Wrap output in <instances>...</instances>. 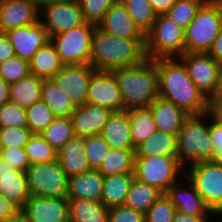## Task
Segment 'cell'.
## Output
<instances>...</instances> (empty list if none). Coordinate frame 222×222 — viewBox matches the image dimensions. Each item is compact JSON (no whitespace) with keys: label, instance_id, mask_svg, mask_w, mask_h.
I'll return each mask as SVG.
<instances>
[{"label":"cell","instance_id":"obj_22","mask_svg":"<svg viewBox=\"0 0 222 222\" xmlns=\"http://www.w3.org/2000/svg\"><path fill=\"white\" fill-rule=\"evenodd\" d=\"M157 131L167 132L178 136L184 121L189 116L173 102L158 97L149 106Z\"/></svg>","mask_w":222,"mask_h":222},{"label":"cell","instance_id":"obj_59","mask_svg":"<svg viewBox=\"0 0 222 222\" xmlns=\"http://www.w3.org/2000/svg\"><path fill=\"white\" fill-rule=\"evenodd\" d=\"M214 4L219 5L222 8V0H211Z\"/></svg>","mask_w":222,"mask_h":222},{"label":"cell","instance_id":"obj_29","mask_svg":"<svg viewBox=\"0 0 222 222\" xmlns=\"http://www.w3.org/2000/svg\"><path fill=\"white\" fill-rule=\"evenodd\" d=\"M177 156V136L156 131L135 148V157Z\"/></svg>","mask_w":222,"mask_h":222},{"label":"cell","instance_id":"obj_48","mask_svg":"<svg viewBox=\"0 0 222 222\" xmlns=\"http://www.w3.org/2000/svg\"><path fill=\"white\" fill-rule=\"evenodd\" d=\"M211 143L214 149V156L211 161L222 163V125L212 121L209 125Z\"/></svg>","mask_w":222,"mask_h":222},{"label":"cell","instance_id":"obj_46","mask_svg":"<svg viewBox=\"0 0 222 222\" xmlns=\"http://www.w3.org/2000/svg\"><path fill=\"white\" fill-rule=\"evenodd\" d=\"M1 159L18 171L26 172L31 165L24 147L2 148Z\"/></svg>","mask_w":222,"mask_h":222},{"label":"cell","instance_id":"obj_21","mask_svg":"<svg viewBox=\"0 0 222 222\" xmlns=\"http://www.w3.org/2000/svg\"><path fill=\"white\" fill-rule=\"evenodd\" d=\"M177 183L178 182L171 185L165 193L177 211L193 216H209V214H215L191 183H189V190L184 189L181 183Z\"/></svg>","mask_w":222,"mask_h":222},{"label":"cell","instance_id":"obj_57","mask_svg":"<svg viewBox=\"0 0 222 222\" xmlns=\"http://www.w3.org/2000/svg\"><path fill=\"white\" fill-rule=\"evenodd\" d=\"M5 222H29L27 217L20 211L17 215L14 217L6 220Z\"/></svg>","mask_w":222,"mask_h":222},{"label":"cell","instance_id":"obj_15","mask_svg":"<svg viewBox=\"0 0 222 222\" xmlns=\"http://www.w3.org/2000/svg\"><path fill=\"white\" fill-rule=\"evenodd\" d=\"M21 211L29 222H69L67 197L30 196Z\"/></svg>","mask_w":222,"mask_h":222},{"label":"cell","instance_id":"obj_17","mask_svg":"<svg viewBox=\"0 0 222 222\" xmlns=\"http://www.w3.org/2000/svg\"><path fill=\"white\" fill-rule=\"evenodd\" d=\"M113 111L104 106L84 103L77 106L70 119L75 137H89L101 133Z\"/></svg>","mask_w":222,"mask_h":222},{"label":"cell","instance_id":"obj_18","mask_svg":"<svg viewBox=\"0 0 222 222\" xmlns=\"http://www.w3.org/2000/svg\"><path fill=\"white\" fill-rule=\"evenodd\" d=\"M40 11L30 0H0V32L40 21Z\"/></svg>","mask_w":222,"mask_h":222},{"label":"cell","instance_id":"obj_36","mask_svg":"<svg viewBox=\"0 0 222 222\" xmlns=\"http://www.w3.org/2000/svg\"><path fill=\"white\" fill-rule=\"evenodd\" d=\"M135 24L146 34L157 18L149 0H121Z\"/></svg>","mask_w":222,"mask_h":222},{"label":"cell","instance_id":"obj_5","mask_svg":"<svg viewBox=\"0 0 222 222\" xmlns=\"http://www.w3.org/2000/svg\"><path fill=\"white\" fill-rule=\"evenodd\" d=\"M184 53L185 30L165 14H158L152 28L145 34L146 58H180Z\"/></svg>","mask_w":222,"mask_h":222},{"label":"cell","instance_id":"obj_34","mask_svg":"<svg viewBox=\"0 0 222 222\" xmlns=\"http://www.w3.org/2000/svg\"><path fill=\"white\" fill-rule=\"evenodd\" d=\"M135 149H110L98 170L104 176L133 174Z\"/></svg>","mask_w":222,"mask_h":222},{"label":"cell","instance_id":"obj_41","mask_svg":"<svg viewBox=\"0 0 222 222\" xmlns=\"http://www.w3.org/2000/svg\"><path fill=\"white\" fill-rule=\"evenodd\" d=\"M30 74L29 62L14 56L0 64V78L8 84L15 83Z\"/></svg>","mask_w":222,"mask_h":222},{"label":"cell","instance_id":"obj_13","mask_svg":"<svg viewBox=\"0 0 222 222\" xmlns=\"http://www.w3.org/2000/svg\"><path fill=\"white\" fill-rule=\"evenodd\" d=\"M96 70L90 65H64L51 80L77 107L86 103L90 78Z\"/></svg>","mask_w":222,"mask_h":222},{"label":"cell","instance_id":"obj_4","mask_svg":"<svg viewBox=\"0 0 222 222\" xmlns=\"http://www.w3.org/2000/svg\"><path fill=\"white\" fill-rule=\"evenodd\" d=\"M206 116H210V114L206 112L189 115L178 133L177 159L184 170L187 162H190L191 165L200 161L212 160L214 156V149L210 141V123L207 124V120H203Z\"/></svg>","mask_w":222,"mask_h":222},{"label":"cell","instance_id":"obj_3","mask_svg":"<svg viewBox=\"0 0 222 222\" xmlns=\"http://www.w3.org/2000/svg\"><path fill=\"white\" fill-rule=\"evenodd\" d=\"M114 74L125 110L148 108L159 97V71L157 64L146 59L139 65L116 68Z\"/></svg>","mask_w":222,"mask_h":222},{"label":"cell","instance_id":"obj_6","mask_svg":"<svg viewBox=\"0 0 222 222\" xmlns=\"http://www.w3.org/2000/svg\"><path fill=\"white\" fill-rule=\"evenodd\" d=\"M222 29V8L207 0L185 30V53H207Z\"/></svg>","mask_w":222,"mask_h":222},{"label":"cell","instance_id":"obj_58","mask_svg":"<svg viewBox=\"0 0 222 222\" xmlns=\"http://www.w3.org/2000/svg\"><path fill=\"white\" fill-rule=\"evenodd\" d=\"M222 92V65L220 67L219 91Z\"/></svg>","mask_w":222,"mask_h":222},{"label":"cell","instance_id":"obj_56","mask_svg":"<svg viewBox=\"0 0 222 222\" xmlns=\"http://www.w3.org/2000/svg\"><path fill=\"white\" fill-rule=\"evenodd\" d=\"M35 7L39 10L42 11L46 6L50 5V4H54L57 2H63V1H67V0H30Z\"/></svg>","mask_w":222,"mask_h":222},{"label":"cell","instance_id":"obj_42","mask_svg":"<svg viewBox=\"0 0 222 222\" xmlns=\"http://www.w3.org/2000/svg\"><path fill=\"white\" fill-rule=\"evenodd\" d=\"M85 22L98 26L117 0H78Z\"/></svg>","mask_w":222,"mask_h":222},{"label":"cell","instance_id":"obj_50","mask_svg":"<svg viewBox=\"0 0 222 222\" xmlns=\"http://www.w3.org/2000/svg\"><path fill=\"white\" fill-rule=\"evenodd\" d=\"M20 211L21 208L18 205L8 200L5 196L0 195V222H5Z\"/></svg>","mask_w":222,"mask_h":222},{"label":"cell","instance_id":"obj_1","mask_svg":"<svg viewBox=\"0 0 222 222\" xmlns=\"http://www.w3.org/2000/svg\"><path fill=\"white\" fill-rule=\"evenodd\" d=\"M153 61L159 71V97L173 102L188 115L208 112V99L189 77L184 63L179 58H161Z\"/></svg>","mask_w":222,"mask_h":222},{"label":"cell","instance_id":"obj_40","mask_svg":"<svg viewBox=\"0 0 222 222\" xmlns=\"http://www.w3.org/2000/svg\"><path fill=\"white\" fill-rule=\"evenodd\" d=\"M109 151L110 146L100 134L85 137V155L91 169H98Z\"/></svg>","mask_w":222,"mask_h":222},{"label":"cell","instance_id":"obj_11","mask_svg":"<svg viewBox=\"0 0 222 222\" xmlns=\"http://www.w3.org/2000/svg\"><path fill=\"white\" fill-rule=\"evenodd\" d=\"M189 77L207 99L219 91L220 67L208 53H184L179 58Z\"/></svg>","mask_w":222,"mask_h":222},{"label":"cell","instance_id":"obj_27","mask_svg":"<svg viewBox=\"0 0 222 222\" xmlns=\"http://www.w3.org/2000/svg\"><path fill=\"white\" fill-rule=\"evenodd\" d=\"M43 81V78L30 73L25 78L10 84V101L25 109L40 101Z\"/></svg>","mask_w":222,"mask_h":222},{"label":"cell","instance_id":"obj_24","mask_svg":"<svg viewBox=\"0 0 222 222\" xmlns=\"http://www.w3.org/2000/svg\"><path fill=\"white\" fill-rule=\"evenodd\" d=\"M103 185L104 175L98 169L70 176L67 198L101 201Z\"/></svg>","mask_w":222,"mask_h":222},{"label":"cell","instance_id":"obj_54","mask_svg":"<svg viewBox=\"0 0 222 222\" xmlns=\"http://www.w3.org/2000/svg\"><path fill=\"white\" fill-rule=\"evenodd\" d=\"M208 216H193L176 211L173 222H208Z\"/></svg>","mask_w":222,"mask_h":222},{"label":"cell","instance_id":"obj_10","mask_svg":"<svg viewBox=\"0 0 222 222\" xmlns=\"http://www.w3.org/2000/svg\"><path fill=\"white\" fill-rule=\"evenodd\" d=\"M189 182L217 215L222 214V163L211 160L190 165Z\"/></svg>","mask_w":222,"mask_h":222},{"label":"cell","instance_id":"obj_32","mask_svg":"<svg viewBox=\"0 0 222 222\" xmlns=\"http://www.w3.org/2000/svg\"><path fill=\"white\" fill-rule=\"evenodd\" d=\"M41 100L47 104L56 117H70L76 109L68 95L51 79H44Z\"/></svg>","mask_w":222,"mask_h":222},{"label":"cell","instance_id":"obj_45","mask_svg":"<svg viewBox=\"0 0 222 222\" xmlns=\"http://www.w3.org/2000/svg\"><path fill=\"white\" fill-rule=\"evenodd\" d=\"M31 135L28 127H0V144L2 148L25 147Z\"/></svg>","mask_w":222,"mask_h":222},{"label":"cell","instance_id":"obj_9","mask_svg":"<svg viewBox=\"0 0 222 222\" xmlns=\"http://www.w3.org/2000/svg\"><path fill=\"white\" fill-rule=\"evenodd\" d=\"M26 175L30 196L67 197L69 176L57 160L32 164L28 167Z\"/></svg>","mask_w":222,"mask_h":222},{"label":"cell","instance_id":"obj_30","mask_svg":"<svg viewBox=\"0 0 222 222\" xmlns=\"http://www.w3.org/2000/svg\"><path fill=\"white\" fill-rule=\"evenodd\" d=\"M133 180V174L104 176L101 202L107 208L122 206Z\"/></svg>","mask_w":222,"mask_h":222},{"label":"cell","instance_id":"obj_26","mask_svg":"<svg viewBox=\"0 0 222 222\" xmlns=\"http://www.w3.org/2000/svg\"><path fill=\"white\" fill-rule=\"evenodd\" d=\"M30 73L43 79H51L64 67L54 44L49 41L40 47L29 62Z\"/></svg>","mask_w":222,"mask_h":222},{"label":"cell","instance_id":"obj_31","mask_svg":"<svg viewBox=\"0 0 222 222\" xmlns=\"http://www.w3.org/2000/svg\"><path fill=\"white\" fill-rule=\"evenodd\" d=\"M162 195L157 188L134 178L123 206L145 214Z\"/></svg>","mask_w":222,"mask_h":222},{"label":"cell","instance_id":"obj_14","mask_svg":"<svg viewBox=\"0 0 222 222\" xmlns=\"http://www.w3.org/2000/svg\"><path fill=\"white\" fill-rule=\"evenodd\" d=\"M86 103L104 106L112 111L125 110L121 90L111 71H95L90 78Z\"/></svg>","mask_w":222,"mask_h":222},{"label":"cell","instance_id":"obj_8","mask_svg":"<svg viewBox=\"0 0 222 222\" xmlns=\"http://www.w3.org/2000/svg\"><path fill=\"white\" fill-rule=\"evenodd\" d=\"M96 27V25L85 22L50 38L64 65L89 64L92 36Z\"/></svg>","mask_w":222,"mask_h":222},{"label":"cell","instance_id":"obj_37","mask_svg":"<svg viewBox=\"0 0 222 222\" xmlns=\"http://www.w3.org/2000/svg\"><path fill=\"white\" fill-rule=\"evenodd\" d=\"M24 148L31 165L57 160V150L41 134H32Z\"/></svg>","mask_w":222,"mask_h":222},{"label":"cell","instance_id":"obj_35","mask_svg":"<svg viewBox=\"0 0 222 222\" xmlns=\"http://www.w3.org/2000/svg\"><path fill=\"white\" fill-rule=\"evenodd\" d=\"M41 135L58 151L75 137L70 117H56Z\"/></svg>","mask_w":222,"mask_h":222},{"label":"cell","instance_id":"obj_55","mask_svg":"<svg viewBox=\"0 0 222 222\" xmlns=\"http://www.w3.org/2000/svg\"><path fill=\"white\" fill-rule=\"evenodd\" d=\"M9 90L10 84L0 78V107L10 101Z\"/></svg>","mask_w":222,"mask_h":222},{"label":"cell","instance_id":"obj_28","mask_svg":"<svg viewBox=\"0 0 222 222\" xmlns=\"http://www.w3.org/2000/svg\"><path fill=\"white\" fill-rule=\"evenodd\" d=\"M69 200V222H108L107 208L101 201L89 199Z\"/></svg>","mask_w":222,"mask_h":222},{"label":"cell","instance_id":"obj_39","mask_svg":"<svg viewBox=\"0 0 222 222\" xmlns=\"http://www.w3.org/2000/svg\"><path fill=\"white\" fill-rule=\"evenodd\" d=\"M27 127L32 134H41L56 118L42 100L26 108Z\"/></svg>","mask_w":222,"mask_h":222},{"label":"cell","instance_id":"obj_49","mask_svg":"<svg viewBox=\"0 0 222 222\" xmlns=\"http://www.w3.org/2000/svg\"><path fill=\"white\" fill-rule=\"evenodd\" d=\"M208 113L213 121L222 125V92L208 99Z\"/></svg>","mask_w":222,"mask_h":222},{"label":"cell","instance_id":"obj_60","mask_svg":"<svg viewBox=\"0 0 222 222\" xmlns=\"http://www.w3.org/2000/svg\"><path fill=\"white\" fill-rule=\"evenodd\" d=\"M1 155H2V146L0 144V159H1Z\"/></svg>","mask_w":222,"mask_h":222},{"label":"cell","instance_id":"obj_43","mask_svg":"<svg viewBox=\"0 0 222 222\" xmlns=\"http://www.w3.org/2000/svg\"><path fill=\"white\" fill-rule=\"evenodd\" d=\"M176 207L163 194L145 213V222H173Z\"/></svg>","mask_w":222,"mask_h":222},{"label":"cell","instance_id":"obj_25","mask_svg":"<svg viewBox=\"0 0 222 222\" xmlns=\"http://www.w3.org/2000/svg\"><path fill=\"white\" fill-rule=\"evenodd\" d=\"M57 161L69 177L91 170L85 155V137L68 141L57 151Z\"/></svg>","mask_w":222,"mask_h":222},{"label":"cell","instance_id":"obj_12","mask_svg":"<svg viewBox=\"0 0 222 222\" xmlns=\"http://www.w3.org/2000/svg\"><path fill=\"white\" fill-rule=\"evenodd\" d=\"M41 16L40 21L50 38L85 23L78 0L50 4L40 11Z\"/></svg>","mask_w":222,"mask_h":222},{"label":"cell","instance_id":"obj_16","mask_svg":"<svg viewBox=\"0 0 222 222\" xmlns=\"http://www.w3.org/2000/svg\"><path fill=\"white\" fill-rule=\"evenodd\" d=\"M14 47L15 56L30 62L38 49L50 41L41 21L29 26L12 28L5 32Z\"/></svg>","mask_w":222,"mask_h":222},{"label":"cell","instance_id":"obj_19","mask_svg":"<svg viewBox=\"0 0 222 222\" xmlns=\"http://www.w3.org/2000/svg\"><path fill=\"white\" fill-rule=\"evenodd\" d=\"M98 27L114 36L128 39H145V34L130 17L121 0H117L108 9Z\"/></svg>","mask_w":222,"mask_h":222},{"label":"cell","instance_id":"obj_52","mask_svg":"<svg viewBox=\"0 0 222 222\" xmlns=\"http://www.w3.org/2000/svg\"><path fill=\"white\" fill-rule=\"evenodd\" d=\"M216 62L222 65V29L207 52Z\"/></svg>","mask_w":222,"mask_h":222},{"label":"cell","instance_id":"obj_38","mask_svg":"<svg viewBox=\"0 0 222 222\" xmlns=\"http://www.w3.org/2000/svg\"><path fill=\"white\" fill-rule=\"evenodd\" d=\"M207 0H176L165 13L175 24L186 30L198 10Z\"/></svg>","mask_w":222,"mask_h":222},{"label":"cell","instance_id":"obj_20","mask_svg":"<svg viewBox=\"0 0 222 222\" xmlns=\"http://www.w3.org/2000/svg\"><path fill=\"white\" fill-rule=\"evenodd\" d=\"M0 195L22 208L30 198L27 175L0 159Z\"/></svg>","mask_w":222,"mask_h":222},{"label":"cell","instance_id":"obj_23","mask_svg":"<svg viewBox=\"0 0 222 222\" xmlns=\"http://www.w3.org/2000/svg\"><path fill=\"white\" fill-rule=\"evenodd\" d=\"M110 149H135L128 110L113 111L100 133Z\"/></svg>","mask_w":222,"mask_h":222},{"label":"cell","instance_id":"obj_53","mask_svg":"<svg viewBox=\"0 0 222 222\" xmlns=\"http://www.w3.org/2000/svg\"><path fill=\"white\" fill-rule=\"evenodd\" d=\"M156 14H165L176 0H149Z\"/></svg>","mask_w":222,"mask_h":222},{"label":"cell","instance_id":"obj_7","mask_svg":"<svg viewBox=\"0 0 222 222\" xmlns=\"http://www.w3.org/2000/svg\"><path fill=\"white\" fill-rule=\"evenodd\" d=\"M182 168L177 156L135 157L133 175L135 179L165 194L179 180L178 175L180 176Z\"/></svg>","mask_w":222,"mask_h":222},{"label":"cell","instance_id":"obj_47","mask_svg":"<svg viewBox=\"0 0 222 222\" xmlns=\"http://www.w3.org/2000/svg\"><path fill=\"white\" fill-rule=\"evenodd\" d=\"M144 220V213L123 205L111 207L108 211V222H145Z\"/></svg>","mask_w":222,"mask_h":222},{"label":"cell","instance_id":"obj_44","mask_svg":"<svg viewBox=\"0 0 222 222\" xmlns=\"http://www.w3.org/2000/svg\"><path fill=\"white\" fill-rule=\"evenodd\" d=\"M27 127L26 109L8 101L0 107V127Z\"/></svg>","mask_w":222,"mask_h":222},{"label":"cell","instance_id":"obj_2","mask_svg":"<svg viewBox=\"0 0 222 222\" xmlns=\"http://www.w3.org/2000/svg\"><path fill=\"white\" fill-rule=\"evenodd\" d=\"M145 39H128L108 34L96 27L92 36L89 64L96 71H111L145 61Z\"/></svg>","mask_w":222,"mask_h":222},{"label":"cell","instance_id":"obj_51","mask_svg":"<svg viewBox=\"0 0 222 222\" xmlns=\"http://www.w3.org/2000/svg\"><path fill=\"white\" fill-rule=\"evenodd\" d=\"M14 47L5 32H0V64L14 57Z\"/></svg>","mask_w":222,"mask_h":222},{"label":"cell","instance_id":"obj_33","mask_svg":"<svg viewBox=\"0 0 222 222\" xmlns=\"http://www.w3.org/2000/svg\"><path fill=\"white\" fill-rule=\"evenodd\" d=\"M131 125L133 147L148 139L156 130L153 114L150 108H134L128 110Z\"/></svg>","mask_w":222,"mask_h":222}]
</instances>
